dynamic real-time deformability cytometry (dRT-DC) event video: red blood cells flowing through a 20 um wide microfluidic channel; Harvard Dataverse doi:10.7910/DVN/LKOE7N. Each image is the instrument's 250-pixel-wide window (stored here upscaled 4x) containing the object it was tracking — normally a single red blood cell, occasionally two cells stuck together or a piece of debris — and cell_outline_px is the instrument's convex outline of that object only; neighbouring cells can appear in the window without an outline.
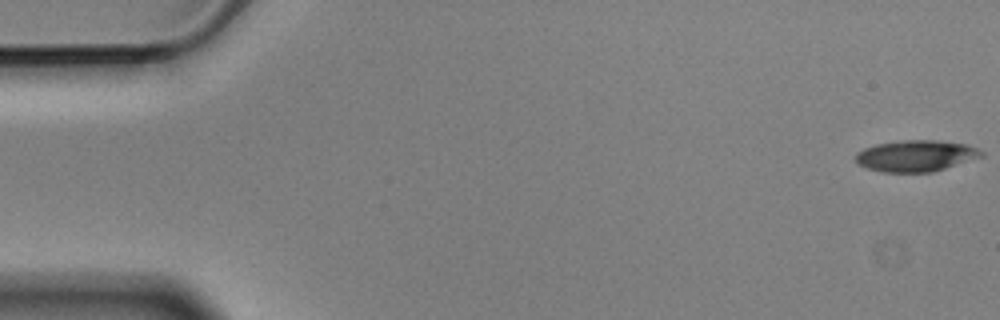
{"species": "Egyptian fruit bat (a non-hibernating species)", "species_latin": "Rousettus aegyptiacus", "temperature_condition": "cold", "stored_images_in_passage": 4, "camera_frame_rate_fps": 3000, "um_per_image_px": 0.085, "animal": {"sex": "male"}, "frame": {"image": 1, "passage_image": 1, "time_ms": 0.0, "image_size_px": [1000, 320], "cell_outline_px": [[984, 156], [932, 172], [884, 172], [868, 168], [856, 164], [856, 152], [864, 148], [876, 144], [904, 140], [940, 140], [968, 144], [984, 152]], "centroid_in_image_um": [77.86, 13.24], "position_along_channel_um": 7.1, "area_um2": 23.0}}
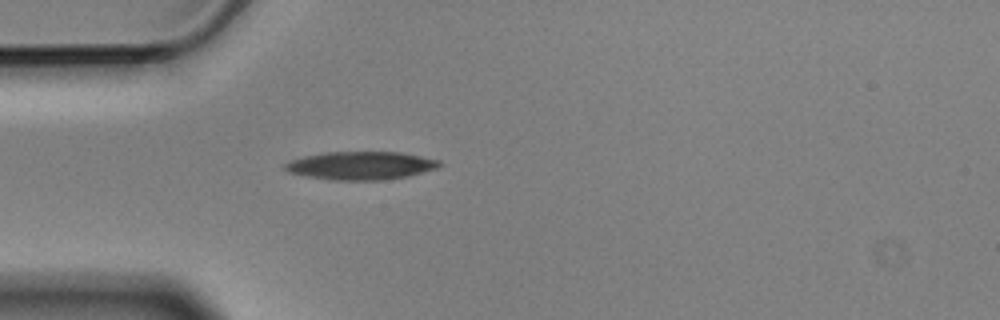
{"frame": {"image": 2, "passage_image": 4, "time_ms": 1.0, "image_size_px": [1000, 320], "cell_outline_px": [[444, 164], [440, 168], [408, 176], [380, 180], [328, 180], [304, 176], [288, 172], [284, 168], [284, 164], [288, 160], [304, 156], [324, 152], [400, 152], [440, 160]], "centroid_in_image_um": [30.67, 14.07], "position_along_channel_um": 54.3, "area_um2": 25.66}}